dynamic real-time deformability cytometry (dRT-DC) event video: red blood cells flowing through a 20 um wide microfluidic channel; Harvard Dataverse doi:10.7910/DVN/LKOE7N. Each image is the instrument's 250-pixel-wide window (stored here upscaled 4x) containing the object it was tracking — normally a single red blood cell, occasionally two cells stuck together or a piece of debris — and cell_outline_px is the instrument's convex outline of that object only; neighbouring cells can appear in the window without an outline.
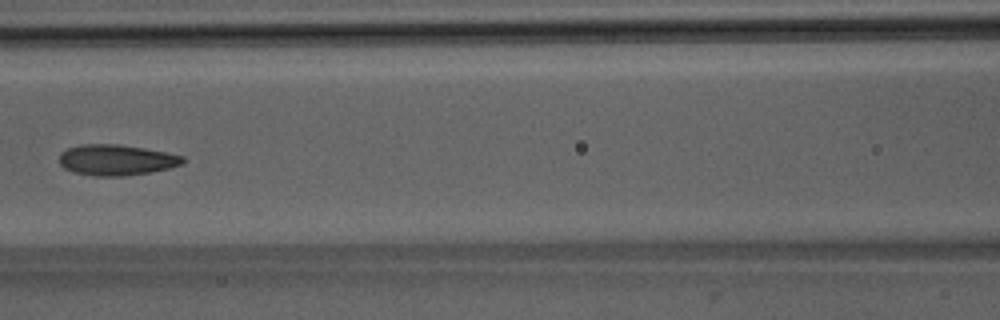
{"species": "Egyptian fruit bat (a non-hibernating species)", "species_latin": "Rousettus aegyptiacus", "temperature_condition": "room temperature", "stored_images_in_passage": 7, "camera_frame_rate_fps": 3000, "um_per_image_px": 0.085, "animal": {"sex": "male"}, "frame": {"image": 1, "passage_image": 7, "time_ms": 7.667, "image_size_px": [1000, 320], "cell_outline_px": [[184, 164], [168, 168], [148, 172], [124, 176], [92, 176], [72, 172], [64, 168], [60, 164], [60, 152], [68, 148], [84, 144], [116, 144], [144, 148], [184, 156]], "centroid_in_image_um": [9.87, 13.6], "position_along_channel_um": 156.7, "area_um2": 22.08}}